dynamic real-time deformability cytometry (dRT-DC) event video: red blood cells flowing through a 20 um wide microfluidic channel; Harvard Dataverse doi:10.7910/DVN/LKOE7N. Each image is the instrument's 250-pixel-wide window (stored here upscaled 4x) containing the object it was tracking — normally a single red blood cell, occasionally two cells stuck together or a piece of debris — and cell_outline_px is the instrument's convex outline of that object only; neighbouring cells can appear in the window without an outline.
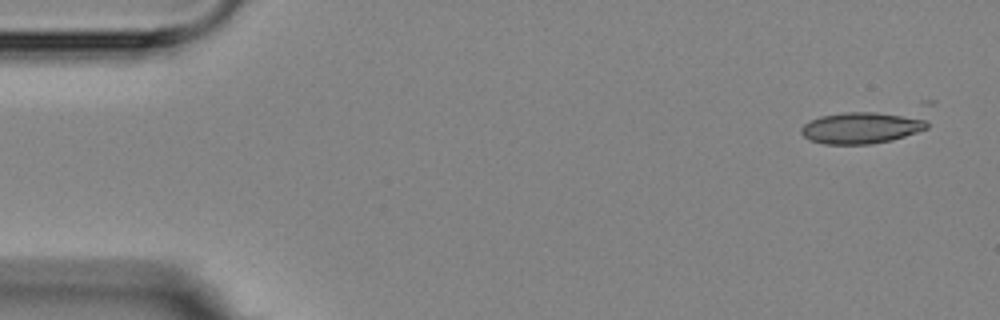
{"species": "Egyptian fruit bat (a non-hibernating species)", "species_latin": "Rousettus aegyptiacus", "temperature_condition": "room temperature", "stored_images_in_passage": 7, "camera_frame_rate_fps": 3000, "um_per_image_px": 0.085, "animal": {"sex": "female"}, "frame": {"image": 1, "passage_image": 1, "time_ms": 0.0, "image_size_px": [1000, 320], "cell_outline_px": [[936, 100], [928, 128], [892, 140], [872, 144], [824, 144], [812, 140], [804, 136], [800, 132], [800, 128], [804, 124], [820, 116], [844, 112], [920, 100]], "centroid_in_image_um": [74.01, 10.53], "position_along_channel_um": 11.0, "area_um2": 29.02}}
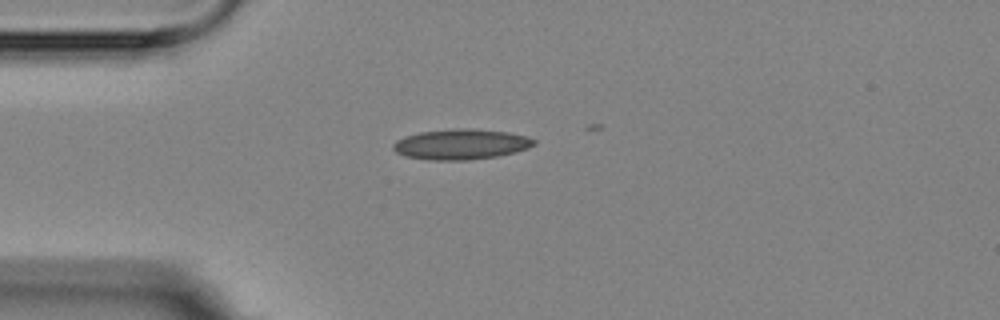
{"frame": {"image": 2, "passage_image": 4, "time_ms": 3.667, "image_size_px": [1000, 320], "cell_outline_px": [[536, 144], [528, 148], [516, 152], [496, 156], [468, 160], [424, 160], [404, 156], [396, 152], [392, 148], [392, 144], [396, 140], [404, 136], [420, 132], [452, 128], [472, 128], [508, 132], [524, 136], [536, 140]], "centroid_in_image_um": [39.14, 12.26], "position_along_channel_um": 45.9, "area_um2": 25.2}}
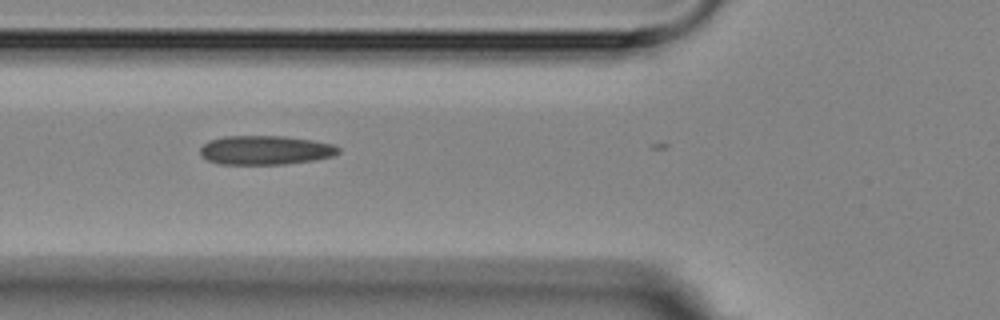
{"frame": {"image": 3, "passage_image": 6, "time_ms": 5.667, "image_size_px": [1000, 320], "cell_outline_px": [[340, 152], [336, 156], [312, 160], [284, 164], [220, 164], [208, 160], [200, 156], [200, 148], [208, 140], [224, 136], [284, 136], [312, 140], [332, 144], [340, 148]], "centroid_in_image_um": [22.55, 12.76], "position_along_channel_um": 103.3, "area_um2": 23.52}}